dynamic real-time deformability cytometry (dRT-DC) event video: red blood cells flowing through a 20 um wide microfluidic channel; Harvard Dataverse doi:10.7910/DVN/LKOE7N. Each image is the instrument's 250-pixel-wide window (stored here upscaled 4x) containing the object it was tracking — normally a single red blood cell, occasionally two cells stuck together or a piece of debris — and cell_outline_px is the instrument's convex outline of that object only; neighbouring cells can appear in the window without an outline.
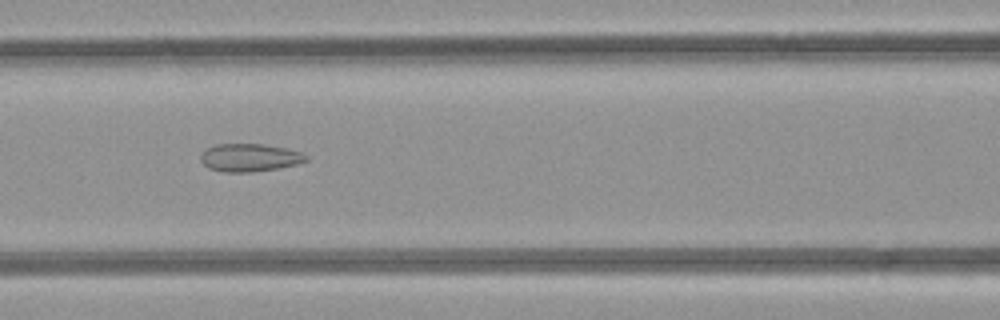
{"species": "common noctule bat (a hibernating species)", "species_latin": "Nyctalus noctula", "temperature_condition": "room temperature", "stored_images_in_passage": 7, "camera_frame_rate_fps": 3000, "um_per_image_px": 0.085, "animal": {"sex": "female", "body_mass_g": 21.9}, "frame": {"image": 1, "passage_image": 7, "time_ms": 6.667, "image_size_px": [1000, 320], "cell_outline_px": [[308, 160], [296, 164], [280, 168], [252, 172], [224, 172], [208, 168], [200, 160], [200, 156], [208, 148], [216, 144], [264, 144], [288, 148], [300, 152], [308, 156]], "centroid_in_image_um": [21.24, 13.4], "position_along_channel_um": 145.4, "area_um2": 17.17}}